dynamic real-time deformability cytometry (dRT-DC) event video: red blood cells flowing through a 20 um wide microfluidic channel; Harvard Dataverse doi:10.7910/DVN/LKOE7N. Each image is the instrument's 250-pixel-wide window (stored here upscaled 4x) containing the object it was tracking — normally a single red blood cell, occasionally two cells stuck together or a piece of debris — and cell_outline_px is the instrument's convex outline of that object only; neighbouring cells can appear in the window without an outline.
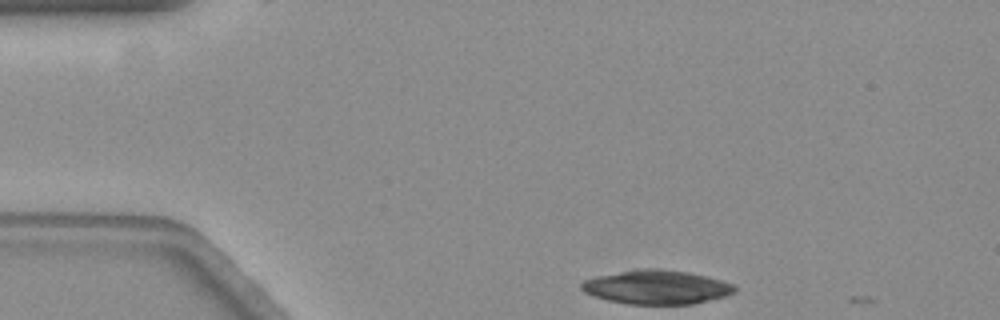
{"species": "common noctule bat (a hibernating species)", "species_latin": "Nyctalus noctula", "temperature_condition": "warm", "stored_images_in_passage": 5, "camera_frame_rate_fps": 3000, "um_per_image_px": 0.085, "animal": {"sex": "female", "body_mass_g": 19.3, "forearm_length_mm": 54.1}, "frame": {"image": 1, "passage_image": 1, "time_ms": 0.0, "image_size_px": [1000, 320], "cell_outline_px": [[736, 292], [728, 296], [692, 304], [628, 304], [608, 300], [584, 292], [580, 288], [580, 284], [584, 280], [596, 276], [636, 268], [660, 268], [688, 272], [736, 284]], "centroid_in_image_um": [55.83, 24.4], "position_along_channel_um": 29.2, "area_um2": 30.58}}